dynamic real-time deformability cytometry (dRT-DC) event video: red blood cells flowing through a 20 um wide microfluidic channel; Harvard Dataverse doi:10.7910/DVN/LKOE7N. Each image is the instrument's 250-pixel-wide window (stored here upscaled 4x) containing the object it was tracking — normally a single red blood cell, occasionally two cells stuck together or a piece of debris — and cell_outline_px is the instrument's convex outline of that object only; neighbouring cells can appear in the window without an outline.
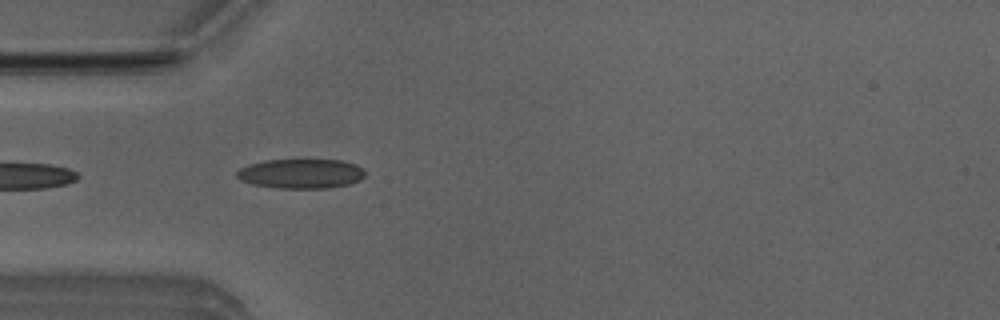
{"species": "Egyptian fruit bat (a non-hibernating species)", "species_latin": "Rousettus aegyptiacus", "temperature_condition": "room temperature", "stored_images_in_passage": 38, "camera_frame_rate_fps": 3000, "um_per_image_px": 0.085, "animal": {"sex": "male"}, "frame": {"image": 1, "passage_image": 2, "time_ms": 0.333, "image_size_px": [1000, 320], "cell_outline_px": [[368, 172], [360, 180], [348, 184], [328, 188], [276, 188], [252, 184], [240, 180], [236, 176], [236, 172], [240, 168], [248, 164], [264, 160], [340, 160], [356, 164], [364, 168]], "centroid_in_image_um": [25.6, 14.76], "position_along_channel_um": 59.4, "area_um2": 22.31}}
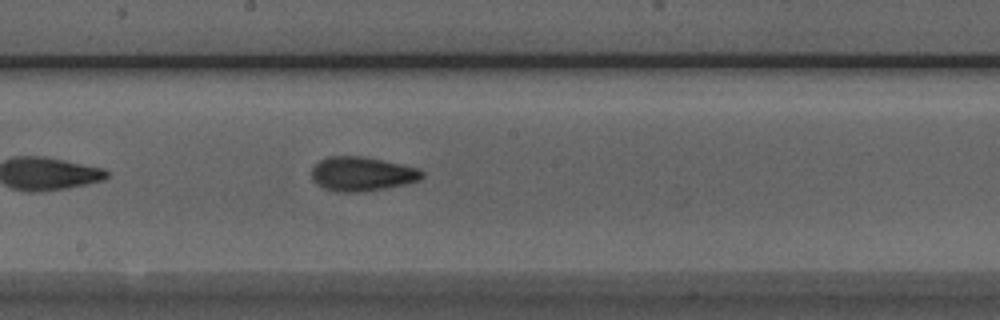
{"frame": {"image": 2, "passage_image": 14, "time_ms": 4.333, "image_size_px": [1000, 320], "cell_outline_px": [[424, 176], [420, 180], [404, 184], [384, 188], [360, 192], [336, 192], [324, 188], [316, 184], [312, 180], [312, 168], [320, 160], [328, 156], [364, 156], [416, 168], [424, 172]], "centroid_in_image_um": [30.73, 14.79], "position_along_channel_um": 217.5, "area_um2": 21.91}}
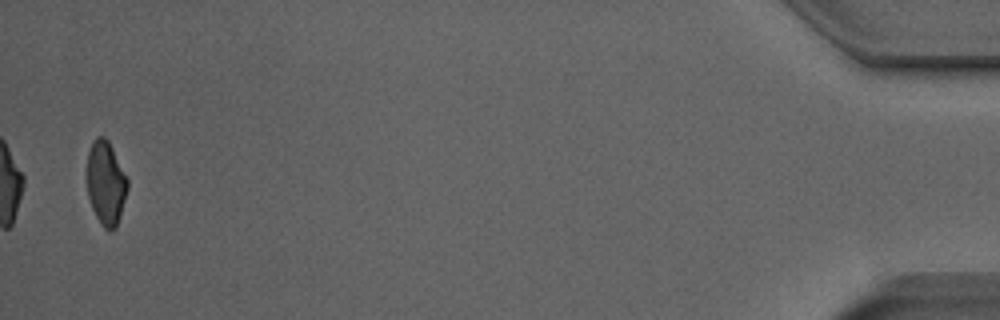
{"frame": {"image": 3, "passage_image": 37, "time_ms": 12.0, "image_size_px": [1000, 320], "cell_outline_px": [[128, 188], [116, 228], [112, 232], [108, 232], [100, 224], [92, 208], [88, 196], [84, 172], [88, 152], [92, 140], [96, 136], [104, 136], [108, 140], [128, 180]], "centroid_in_image_um": [8.95, 15.55], "position_along_channel_um": 426.3, "area_um2": 20.35}, "authors_computed_cell_mechanics": {"area_um2": 21.0103, "velocity_mm_per_s": 3.987, "shape_relaxation_time_tau1_ms": 4.6566, "shape_relaxation_time_tau2_ms": 2.2145, "deformation_change_tau1": 0.1467, "deformation_change_tau2": 0.0881}}